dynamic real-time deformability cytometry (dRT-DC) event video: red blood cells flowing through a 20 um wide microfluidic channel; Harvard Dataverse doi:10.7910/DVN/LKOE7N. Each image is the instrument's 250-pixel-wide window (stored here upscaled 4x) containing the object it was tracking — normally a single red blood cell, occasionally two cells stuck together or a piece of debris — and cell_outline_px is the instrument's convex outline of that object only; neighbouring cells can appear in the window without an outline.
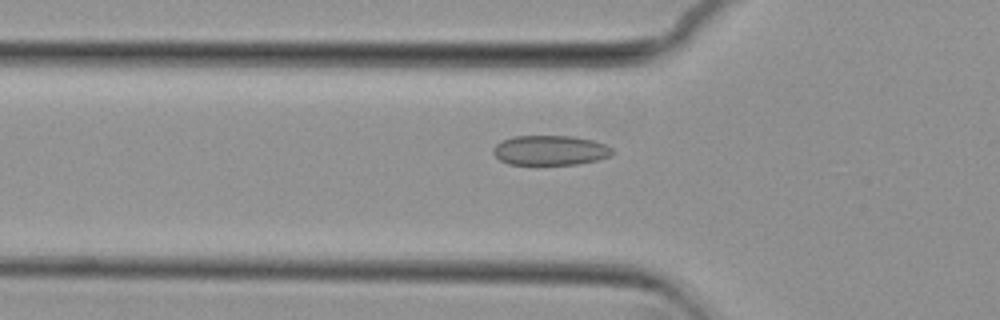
{"species": "common noctule bat (a hibernating species)", "species_latin": "Nyctalus noctula", "temperature_condition": "cold", "stored_images_in_passage": 52, "camera_frame_rate_fps": 3000, "um_per_image_px": 0.085, "animal": {"sex": "female", "body_mass_g": 29.2, "forearm_length_mm": 56.3}, "frame": {"image": 1, "passage_image": 15, "time_ms": 4.667, "image_size_px": [1000, 320], "cell_outline_px": [[616, 152], [612, 156], [596, 160], [576, 164], [508, 164], [500, 160], [492, 152], [492, 148], [500, 140], [512, 136], [572, 136], [592, 140], [604, 144], [612, 148]], "centroid_in_image_um": [46.76, 12.77], "position_along_channel_um": 79.0, "area_um2": 20.81}}
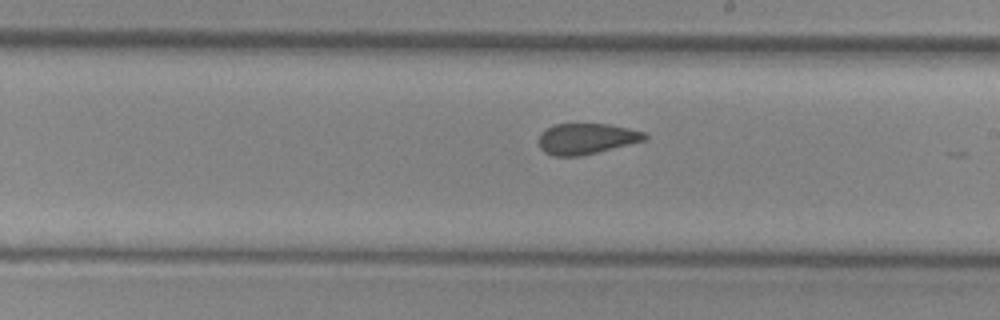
{"frame": {"image": 2, "passage_image": 28, "time_ms": 9.0, "image_size_px": [1000, 320], "cell_outline_px": [[648, 140], [580, 156], [552, 156], [544, 152], [540, 148], [540, 132], [552, 124], [608, 124], [628, 128], [644, 132], [648, 136]], "centroid_in_image_um": [49.85, 11.79], "position_along_channel_um": 239.1, "area_um2": 19.13}}
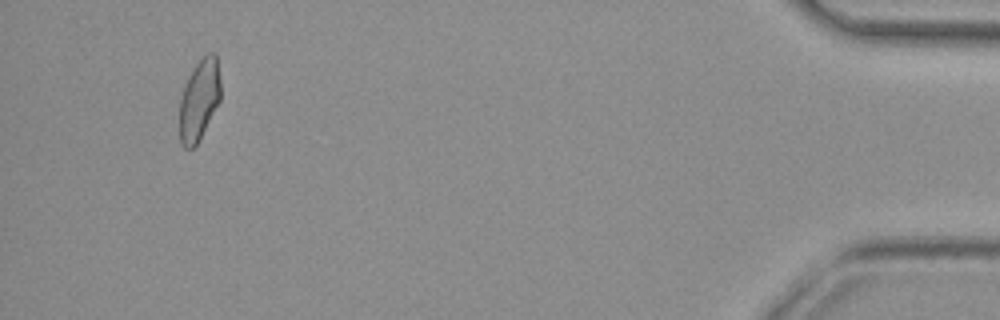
{"frame": {"image": 3, "passage_image": 49, "time_ms": 16.0, "image_size_px": [1000, 320], "cell_outline_px": [[220, 100], [196, 144], [192, 148], [184, 148], [180, 144], [180, 100], [188, 76], [196, 64], [208, 52], [212, 52], [216, 56], [220, 80]], "centroid_in_image_um": [16.93, 8.48], "position_along_channel_um": 418.3, "area_um2": 18.96}, "authors_computed_cell_mechanics": {"area_um2": 20.23, "velocity_mm_per_s": 3.6806, "shape_relaxation_time_tau1_ms": null, "shape_relaxation_time_tau2_ms": 1.3741, "deformation_change_tau1": null, "deformation_change_tau2": 0.0659}}